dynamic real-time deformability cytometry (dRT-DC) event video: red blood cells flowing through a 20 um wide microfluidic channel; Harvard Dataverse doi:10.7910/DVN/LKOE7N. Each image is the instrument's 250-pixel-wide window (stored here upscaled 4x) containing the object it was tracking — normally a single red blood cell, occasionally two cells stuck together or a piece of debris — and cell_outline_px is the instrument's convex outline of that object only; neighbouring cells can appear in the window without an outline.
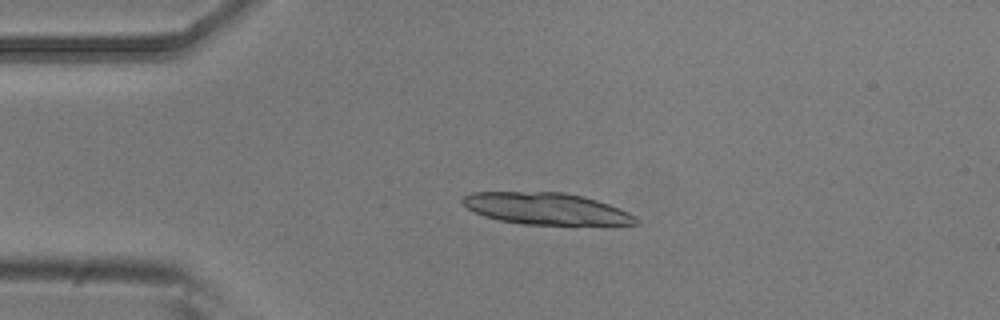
{"species": "common noctule bat (a hibernating species)", "species_latin": "Nyctalus noctula", "temperature_condition": "room temperature", "stored_images_in_passage": 5, "camera_frame_rate_fps": 3000, "um_per_image_px": 0.085, "animal": {"sex": "male", "body_mass_g": 20.5, "forearm_length_mm": 52.5}, "frame": {"image": 1, "passage_image": 4, "time_ms": 1.0, "image_size_px": [1000, 320], "cell_outline_px": [[640, 224], [524, 224], [500, 220], [484, 216], [468, 208], [460, 200], [464, 196], [472, 192], [564, 192], [596, 200], [608, 204], [628, 212], [636, 216], [640, 220]], "centroid_in_image_um": [46.42, 17.73], "position_along_channel_um": 38.6, "area_um2": 31.62}}